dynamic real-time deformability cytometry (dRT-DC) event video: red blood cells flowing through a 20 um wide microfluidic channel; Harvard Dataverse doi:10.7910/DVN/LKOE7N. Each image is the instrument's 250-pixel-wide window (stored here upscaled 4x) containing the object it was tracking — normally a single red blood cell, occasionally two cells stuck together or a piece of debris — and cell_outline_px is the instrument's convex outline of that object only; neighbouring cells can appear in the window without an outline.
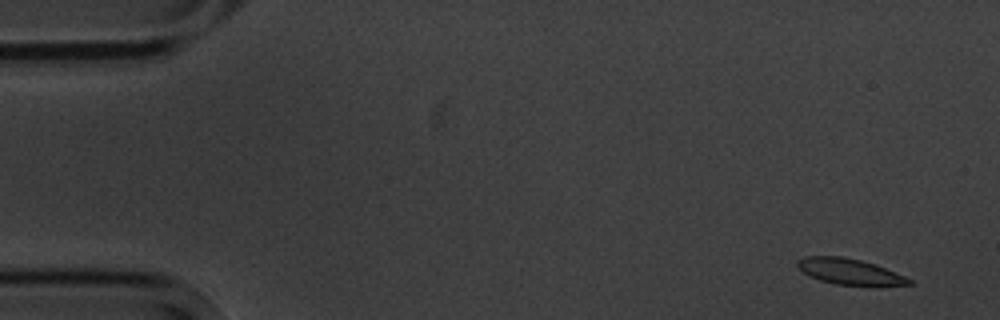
{"species": "common noctule bat (a hibernating species)", "species_latin": "Nyctalus noctula", "temperature_condition": "cold", "stored_images_in_passage": 9, "camera_frame_rate_fps": 3000, "um_per_image_px": 0.085, "animal": {"sex": "male", "body_mass_g": 20.1, "forearm_length_mm": 53.5}, "frame": {"image": 1, "passage_image": 1, "time_ms": 0.0, "image_size_px": [1000, 320], "cell_outline_px": [[916, 284], [872, 288], [836, 284], [820, 280], [808, 276], [796, 264], [796, 260], [804, 256], [840, 256], [860, 260], [876, 264], [904, 276], [912, 280]], "centroid_in_image_um": [72.29, 23.13], "position_along_channel_um": 12.7, "area_um2": 17.51}}
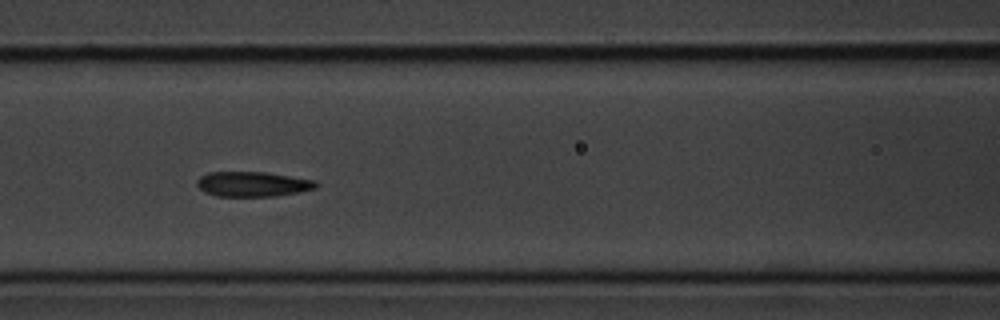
{"frame": {"image": 2, "passage_image": 7, "time_ms": 7.0, "image_size_px": [1000, 320], "cell_outline_px": [[320, 184], [316, 188], [300, 192], [276, 196], [216, 196], [204, 192], [196, 184], [196, 180], [200, 176], [208, 172], [268, 172], [316, 180]], "centroid_in_image_um": [21.51, 15.64], "position_along_channel_um": 145.1, "area_um2": 17.57}}
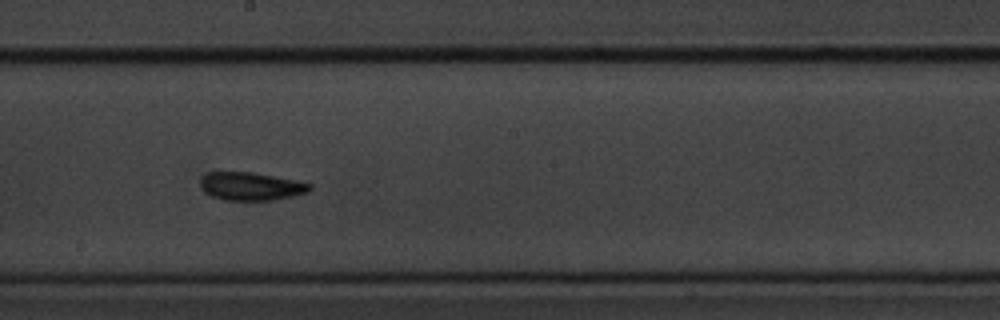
{"frame": {"image": 3, "passage_image": 9, "time_ms": 9.333, "image_size_px": [1000, 320], "cell_outline_px": [[312, 188], [308, 192], [292, 196], [272, 200], [224, 200], [212, 196], [204, 192], [200, 188], [200, 180], [208, 172], [252, 172], [296, 180], [312, 184]], "centroid_in_image_um": [21.32, 15.83], "position_along_channel_um": 226.9, "area_um2": 17.92}}